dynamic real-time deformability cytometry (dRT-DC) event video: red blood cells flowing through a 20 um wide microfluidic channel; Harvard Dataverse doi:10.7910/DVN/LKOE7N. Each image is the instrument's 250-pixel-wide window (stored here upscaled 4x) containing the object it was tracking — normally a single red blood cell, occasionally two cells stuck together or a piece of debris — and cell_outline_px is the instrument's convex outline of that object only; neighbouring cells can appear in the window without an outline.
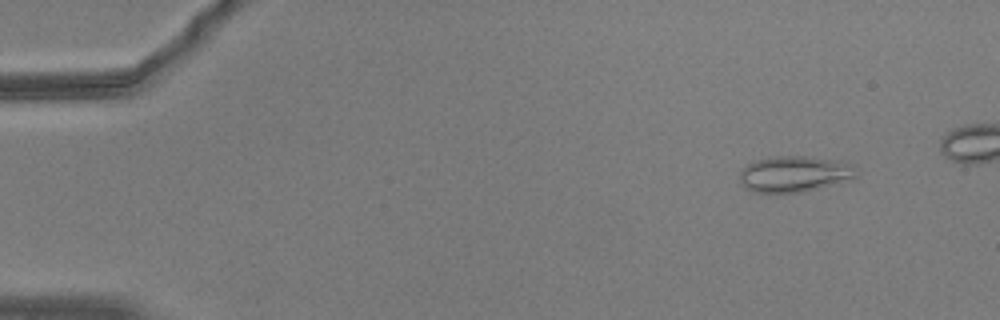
{"species": "common noctule bat (a hibernating species)", "species_latin": "Nyctalus noctula", "temperature_condition": "warm", "stored_images_in_passage": 51, "camera_frame_rate_fps": 3000, "um_per_image_px": 0.085, "animal": {"sex": "male", "body_mass_g": 20.5, "forearm_length_mm": 52.5}, "frame": {"image": 1, "passage_image": 6, "time_ms": 1.667, "image_size_px": [1000, 320], "cell_outline_px": [[856, 176], [800, 192], [752, 192], [740, 184], [740, 172], [748, 164], [756, 160], [776, 156], [804, 156], [836, 160], [852, 164], [856, 168]], "centroid_in_image_um": [67.45, 14.77], "position_along_channel_um": 17.5, "area_um2": 23.81}}
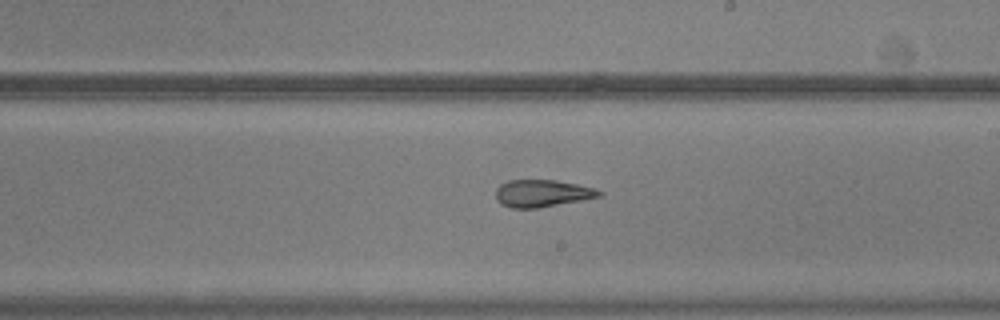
{"frame": {"image": 2, "passage_image": 33, "time_ms": 10.667, "image_size_px": [1000, 320], "cell_outline_px": [[604, 192], [600, 196], [580, 200], [536, 208], [512, 208], [500, 204], [496, 200], [496, 188], [500, 184], [508, 180], [556, 180], [596, 188]], "centroid_in_image_um": [46.05, 16.42], "position_along_channel_um": 242.9, "area_um2": 16.36}}
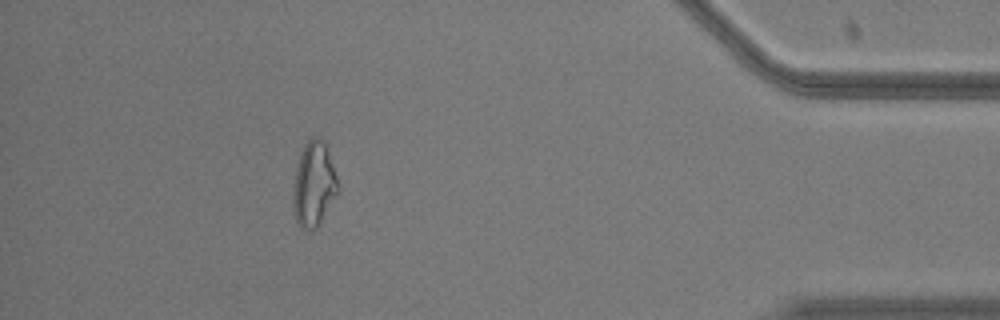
{"frame": {"image": 3, "passage_image": 50, "time_ms": 16.333, "image_size_px": [1000, 320], "cell_outline_px": [[340, 192], [316, 228], [312, 232], [300, 228], [296, 224], [292, 200], [292, 188], [296, 168], [300, 152], [304, 144], [312, 136], [316, 136], [324, 140], [340, 188]], "centroid_in_image_um": [26.66, 15.69], "position_along_channel_um": 408.5, "area_um2": 22.66}}